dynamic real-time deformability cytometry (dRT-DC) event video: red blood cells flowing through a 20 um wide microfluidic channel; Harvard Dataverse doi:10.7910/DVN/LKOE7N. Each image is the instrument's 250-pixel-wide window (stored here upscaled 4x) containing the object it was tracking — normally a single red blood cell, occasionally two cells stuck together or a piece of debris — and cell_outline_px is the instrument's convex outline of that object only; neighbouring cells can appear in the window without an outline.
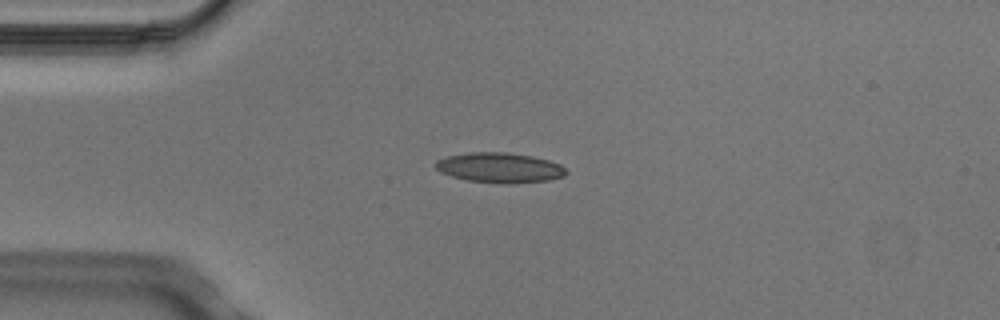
{"species": "Egyptian fruit bat (a non-hibernating species)", "species_latin": "Rousettus aegyptiacus", "temperature_condition": "cold", "stored_images_in_passage": 4, "camera_frame_rate_fps": 3000, "um_per_image_px": 0.085, "animal": {"sex": "male"}, "frame": {"image": 1, "passage_image": 2, "time_ms": 0.333, "image_size_px": [1000, 320], "cell_outline_px": [[568, 172], [564, 176], [548, 180], [508, 184], [468, 180], [452, 176], [440, 172], [436, 168], [436, 160], [448, 156], [468, 152], [504, 152], [532, 156], [548, 160], [560, 164]], "centroid_in_image_um": [42.47, 14.25], "position_along_channel_um": 42.5, "area_um2": 22.72}}